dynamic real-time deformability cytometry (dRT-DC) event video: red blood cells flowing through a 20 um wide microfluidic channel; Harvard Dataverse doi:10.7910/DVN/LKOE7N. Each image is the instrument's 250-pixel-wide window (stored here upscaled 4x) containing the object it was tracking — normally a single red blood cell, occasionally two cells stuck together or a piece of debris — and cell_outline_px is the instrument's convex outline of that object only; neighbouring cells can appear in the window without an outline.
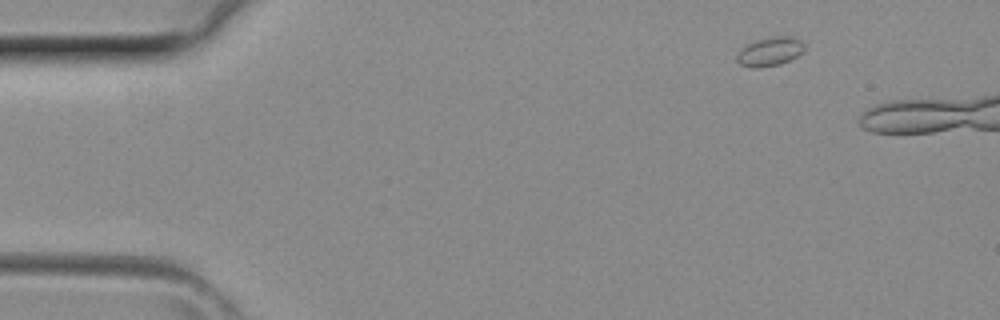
{"species": "common noctule bat (a hibernating species)", "species_latin": "Nyctalus noctula", "temperature_condition": "room temperature", "stored_images_in_passage": 4, "camera_frame_rate_fps": 3000, "um_per_image_px": 0.085, "animal": {"sex": "female", "body_mass_g": 29.2, "forearm_length_mm": 56.3}, "frame": {"image": 1, "passage_image": 4, "time_ms": 1.0, "image_size_px": [1000, 320], "cell_outline_px": [[804, 52], [780, 64], [756, 68], [752, 68], [740, 64], [736, 60], [736, 56], [740, 48], [756, 40], [768, 36], [792, 36], [800, 40], [804, 44]], "centroid_in_image_um": [65.42, 4.37], "position_along_channel_um": 19.6, "area_um2": 11.44}}